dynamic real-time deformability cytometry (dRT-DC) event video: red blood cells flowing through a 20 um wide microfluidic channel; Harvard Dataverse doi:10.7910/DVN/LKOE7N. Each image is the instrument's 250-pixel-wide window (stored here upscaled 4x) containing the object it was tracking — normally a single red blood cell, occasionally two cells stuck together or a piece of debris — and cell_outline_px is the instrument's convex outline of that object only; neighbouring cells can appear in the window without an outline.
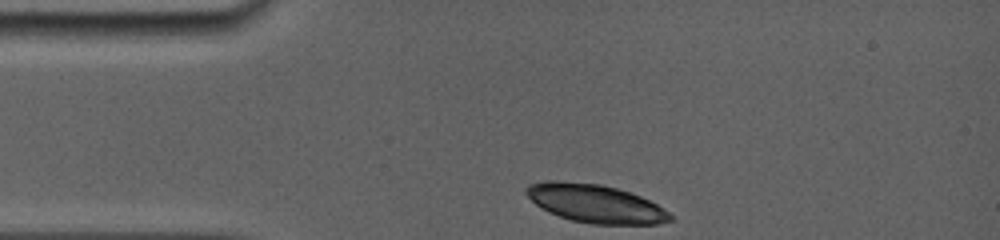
{"species": "common noctule bat (a hibernating species)", "species_latin": "Nyctalus noctula", "temperature_condition": "room temperature", "stored_images_in_passage": 2, "camera_frame_rate_fps": 5000, "um_per_image_px": 0.085, "animal": {"sex": "female", "body_mass_g": 19.0, "forearm_length_mm": 56.7}, "frame": {"image": 1, "passage_image": 1, "time_ms": 0.0, "image_size_px": [1000, 240], "cell_outline_px": [[672, 220], [656, 224], [592, 224], [572, 220], [548, 212], [540, 208], [524, 192], [524, 188], [528, 184], [544, 180], [560, 180], [600, 184], [632, 192], [656, 204], [668, 212], [672, 216]], "centroid_in_image_um": [50.56, 17.28], "position_along_channel_um": 34.4, "area_um2": 32.19}}